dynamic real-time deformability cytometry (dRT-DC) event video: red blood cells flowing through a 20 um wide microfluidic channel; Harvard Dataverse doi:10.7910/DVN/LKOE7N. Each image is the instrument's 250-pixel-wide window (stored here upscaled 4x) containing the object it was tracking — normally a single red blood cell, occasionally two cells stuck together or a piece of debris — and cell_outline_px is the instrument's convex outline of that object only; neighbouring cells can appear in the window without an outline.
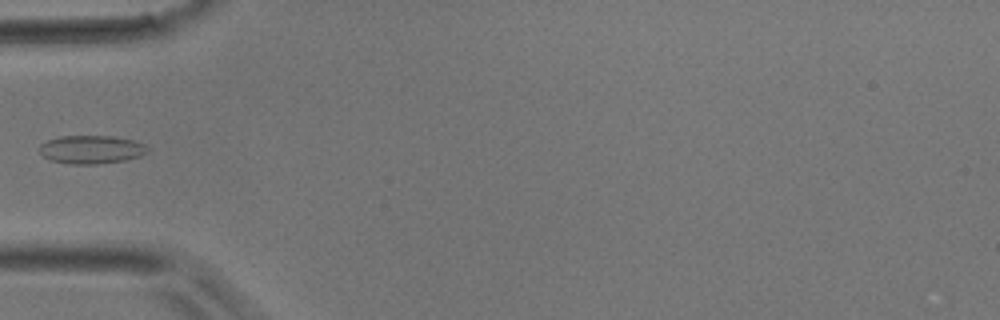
{"species": "common noctule bat (a hibernating species)", "species_latin": "Nyctalus noctula", "temperature_condition": "room temperature", "stored_images_in_passage": 5, "camera_frame_rate_fps": 3000, "um_per_image_px": 0.085, "animal": {"sex": "male", "body_mass_g": 17.9}, "frame": {"image": 1, "passage_image": 4, "time_ms": 1.0, "image_size_px": [1000, 320], "cell_outline_px": [[148, 152], [140, 156], [124, 160], [96, 164], [72, 164], [52, 160], [44, 156], [40, 152], [40, 144], [48, 140], [60, 136], [112, 136], [132, 140], [144, 144], [148, 148]], "centroid_in_image_um": [7.77, 12.7], "position_along_channel_um": 77.2, "area_um2": 17.63}}